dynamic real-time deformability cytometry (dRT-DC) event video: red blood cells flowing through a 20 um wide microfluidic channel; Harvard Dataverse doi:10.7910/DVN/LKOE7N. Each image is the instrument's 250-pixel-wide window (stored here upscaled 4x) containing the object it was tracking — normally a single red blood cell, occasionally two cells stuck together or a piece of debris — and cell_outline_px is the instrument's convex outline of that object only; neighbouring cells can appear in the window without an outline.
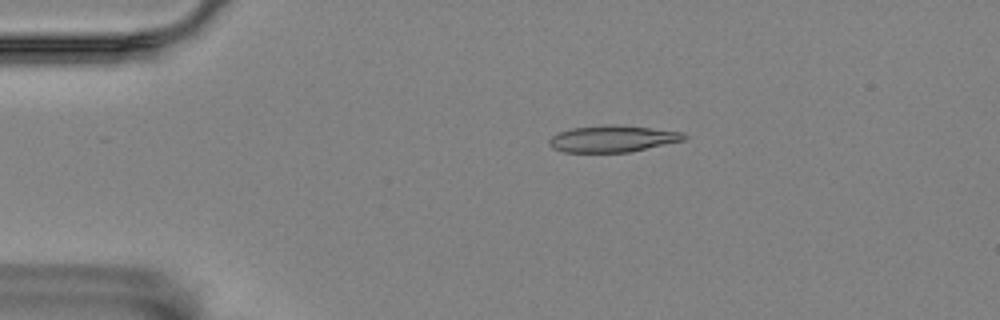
{"species": "Egyptian fruit bat (a non-hibernating species)", "species_latin": "Rousettus aegyptiacus", "temperature_condition": "room temperature", "stored_images_in_passage": 56, "camera_frame_rate_fps": 3000, "um_per_image_px": 0.085, "animal": {"sex": "female"}, "frame": {"image": 1, "passage_image": 11, "time_ms": 3.333, "image_size_px": [1000, 320], "cell_outline_px": [[688, 136], [684, 140], [628, 152], [564, 152], [552, 148], [548, 144], [548, 140], [552, 136], [560, 132], [572, 128], [604, 124], [616, 124], [684, 132]], "centroid_in_image_um": [52.05, 11.78], "position_along_channel_um": 32.9, "area_um2": 20.92}}
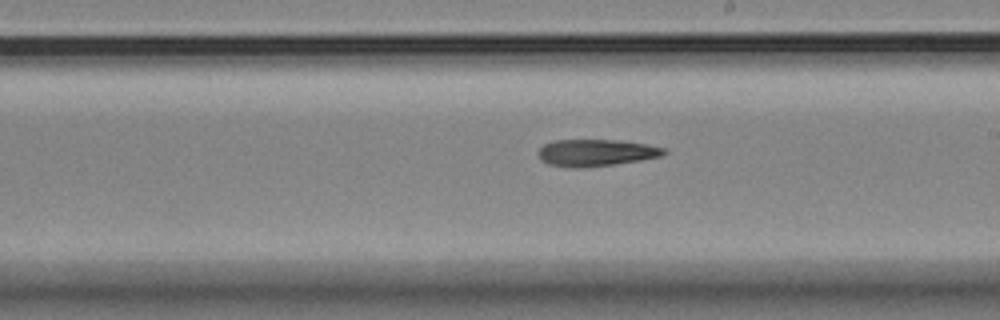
{"frame": {"image": 2, "passage_image": 32, "time_ms": 10.333, "image_size_px": [1000, 320], "cell_outline_px": [[668, 152], [660, 156], [640, 160], [616, 164], [584, 168], [568, 168], [548, 164], [540, 160], [536, 152], [544, 144], [552, 140], [620, 140], [644, 144], [664, 148]], "centroid_in_image_um": [50.59, 12.99], "position_along_channel_um": 238.4, "area_um2": 19.88}}
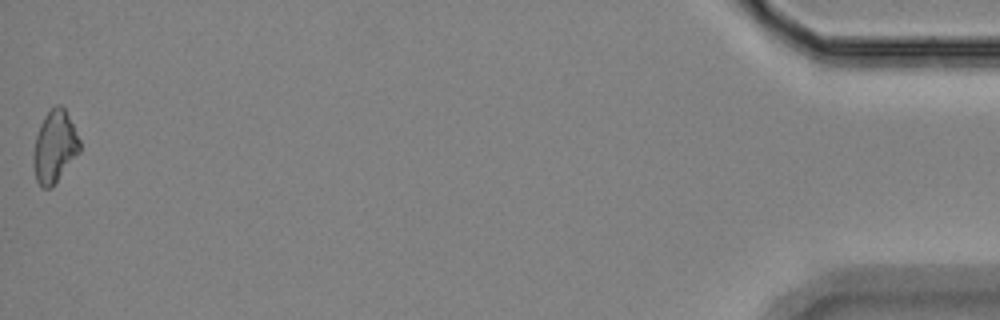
{"frame": {"image": 3, "passage_image": 56, "time_ms": 18.333, "image_size_px": [1000, 320], "cell_outline_px": [[80, 152], [52, 188], [40, 188], [36, 180], [32, 164], [32, 156], [36, 136], [40, 124], [44, 116], [56, 104], [60, 104], [64, 108], [80, 140]], "centroid_in_image_um": [4.62, 12.52], "position_along_channel_um": 430.6, "area_um2": 19.59}}